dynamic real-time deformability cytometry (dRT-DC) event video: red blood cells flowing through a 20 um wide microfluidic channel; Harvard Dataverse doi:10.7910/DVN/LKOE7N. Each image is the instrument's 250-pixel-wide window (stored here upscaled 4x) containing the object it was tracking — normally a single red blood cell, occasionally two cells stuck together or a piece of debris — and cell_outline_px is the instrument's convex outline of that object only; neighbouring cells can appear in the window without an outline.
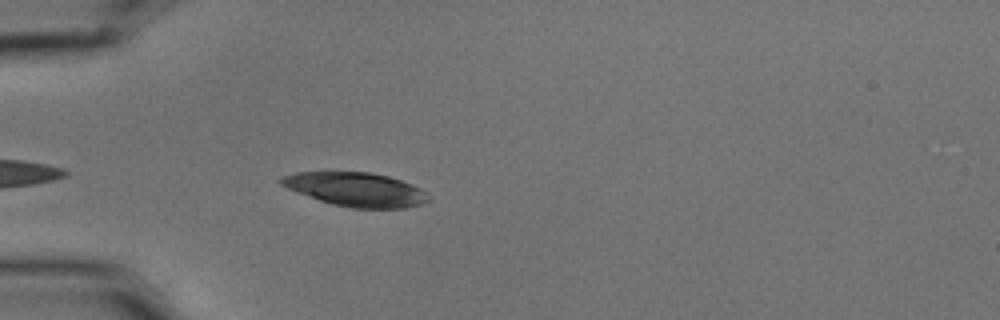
{"species": "common noctule bat (a hibernating species)", "species_latin": "Nyctalus noctula", "temperature_condition": "cold", "stored_images_in_passage": 30, "camera_frame_rate_fps": 3000, "um_per_image_px": 0.085, "animal": {"sex": "male", "body_mass_g": 15.6}, "frame": {"image": 1, "passage_image": 4, "time_ms": 1.0, "image_size_px": [1000, 320], "cell_outline_px": [[428, 200], [420, 204], [404, 208], [352, 208], [332, 204], [296, 192], [280, 184], [276, 180], [280, 176], [296, 172], [372, 172], [388, 176], [412, 184], [420, 188], [428, 196]], "centroid_in_image_um": [30.19, 16.09], "position_along_channel_um": 54.8, "area_um2": 29.02}}
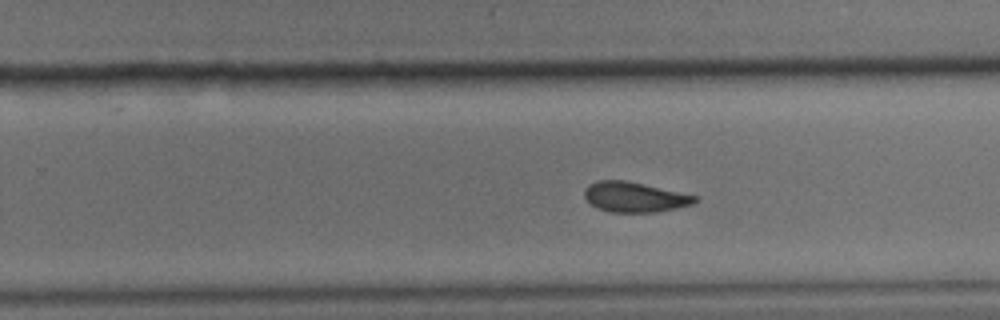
{"frame": {"image": 2, "passage_image": 20, "time_ms": 6.333, "image_size_px": [1000, 320], "cell_outline_px": [[696, 200], [692, 204], [676, 208], [652, 212], [608, 212], [596, 208], [584, 196], [584, 188], [588, 184], [596, 180], [624, 180], [696, 196]], "centroid_in_image_um": [53.85, 16.75], "position_along_channel_um": 275.9, "area_um2": 19.07}}
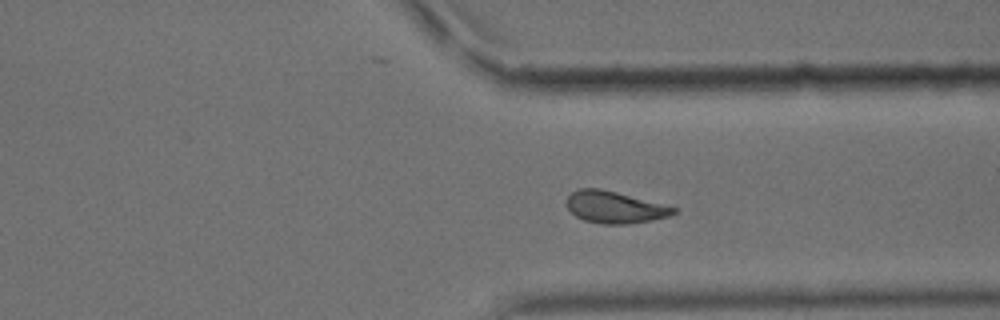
{"frame": {"image": 3, "passage_image": 27, "time_ms": 8.667, "image_size_px": [1000, 320], "cell_outline_px": [[676, 212], [668, 216], [652, 220], [628, 224], [604, 224], [584, 220], [576, 216], [568, 208], [568, 196], [572, 192], [580, 188], [600, 188], [616, 192], [676, 208]], "centroid_in_image_um": [52.23, 17.62], "position_along_channel_um": 359.2, "area_um2": 19.42}}